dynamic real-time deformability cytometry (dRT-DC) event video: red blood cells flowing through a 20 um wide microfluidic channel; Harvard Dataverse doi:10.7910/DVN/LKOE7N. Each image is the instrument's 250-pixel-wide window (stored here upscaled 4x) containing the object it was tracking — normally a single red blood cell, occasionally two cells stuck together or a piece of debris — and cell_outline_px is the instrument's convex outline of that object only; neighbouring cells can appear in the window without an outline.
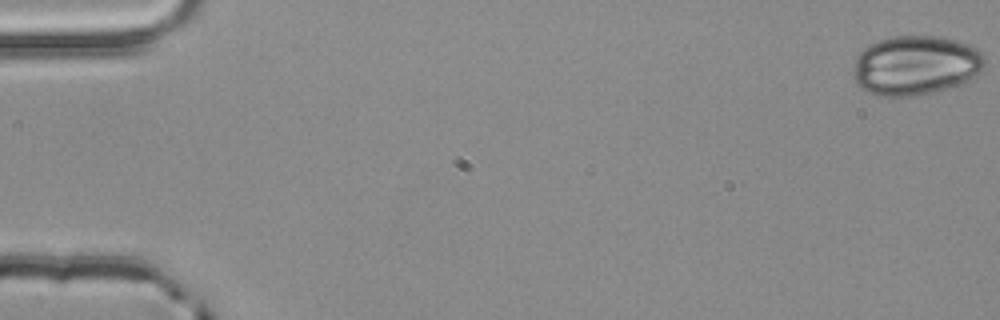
{"species": "common noctule bat (a hibernating species)", "species_latin": "Nyctalus noctula", "temperature_condition": "room temperature", "stored_images_in_passage": 13, "camera_frame_rate_fps": 3000, "um_per_image_px": 0.085, "animal": {"sex": "male", "body_mass_g": 20.4}, "frame": {"image": 1, "passage_image": 1, "time_ms": 0.0, "image_size_px": [1000, 320], "cell_outline_px": [[984, 68], [980, 72], [948, 88], [932, 92], [908, 96], [876, 96], [860, 88], [856, 84], [852, 76], [852, 72], [856, 56], [864, 48], [880, 40], [892, 36], [936, 36], [968, 44], [976, 48], [984, 56]], "centroid_in_image_um": [77.76, 5.56], "position_along_channel_um": 7.2, "area_um2": 45.26}}